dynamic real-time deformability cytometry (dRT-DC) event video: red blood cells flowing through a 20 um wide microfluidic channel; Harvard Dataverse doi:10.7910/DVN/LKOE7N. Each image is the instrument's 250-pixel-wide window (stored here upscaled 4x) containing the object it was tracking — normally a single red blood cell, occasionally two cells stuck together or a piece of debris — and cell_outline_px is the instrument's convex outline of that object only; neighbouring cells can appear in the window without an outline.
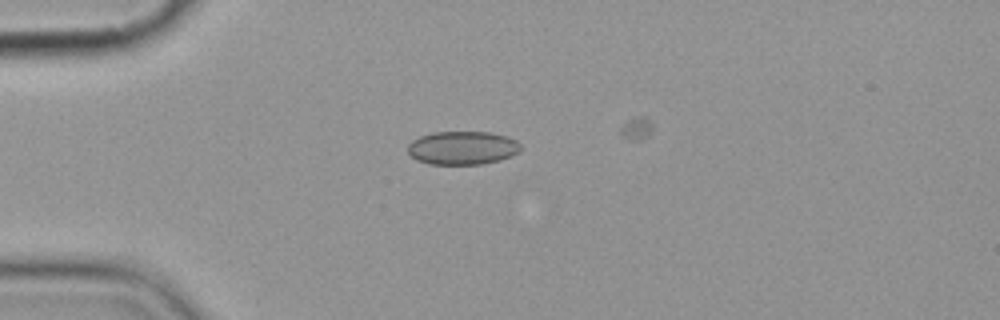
{"species": "common noctule bat (a hibernating species)", "species_latin": "Nyctalus noctula", "temperature_condition": "cold", "stored_images_in_passage": 7, "camera_frame_rate_fps": 3000, "um_per_image_px": 0.085, "animal": {"sex": "female", "body_mass_g": 19.9}, "frame": {"image": 1, "passage_image": 4, "time_ms": 3.667, "image_size_px": [1000, 320], "cell_outline_px": [[520, 152], [512, 156], [500, 160], [484, 164], [428, 164], [416, 160], [408, 152], [408, 144], [412, 140], [420, 136], [432, 132], [488, 132], [508, 136], [516, 140], [520, 144]], "centroid_in_image_um": [39.32, 12.57], "position_along_channel_um": 45.7, "area_um2": 22.2}}
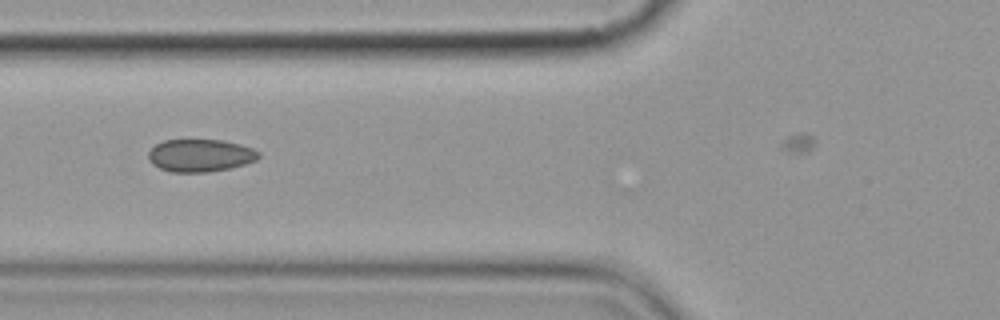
{"frame": {"image": 2, "passage_image": 6, "time_ms": 6.0, "image_size_px": [1000, 320], "cell_outline_px": [[260, 156], [256, 160], [244, 164], [228, 168], [208, 172], [172, 172], [160, 168], [152, 164], [148, 160], [148, 152], [156, 144], [164, 140], [224, 140], [240, 144], [252, 148], [260, 152]], "centroid_in_image_um": [17.01, 13.21], "position_along_channel_um": 108.8, "area_um2": 20.92}}
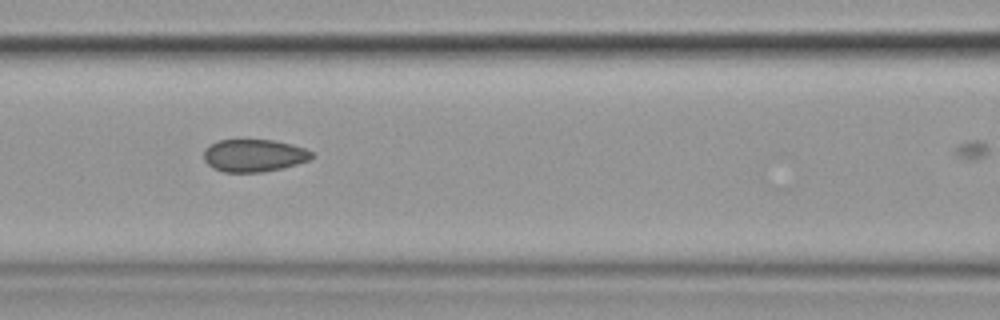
{"frame": {"image": 3, "passage_image": 7, "time_ms": 7.0, "image_size_px": [1000, 320], "cell_outline_px": [[316, 156], [312, 160], [280, 168], [260, 172], [224, 172], [212, 168], [204, 160], [204, 148], [216, 140], [272, 140], [292, 144], [304, 148], [312, 152]], "centroid_in_image_um": [21.59, 13.21], "position_along_channel_um": 145.0, "area_um2": 20.58}}